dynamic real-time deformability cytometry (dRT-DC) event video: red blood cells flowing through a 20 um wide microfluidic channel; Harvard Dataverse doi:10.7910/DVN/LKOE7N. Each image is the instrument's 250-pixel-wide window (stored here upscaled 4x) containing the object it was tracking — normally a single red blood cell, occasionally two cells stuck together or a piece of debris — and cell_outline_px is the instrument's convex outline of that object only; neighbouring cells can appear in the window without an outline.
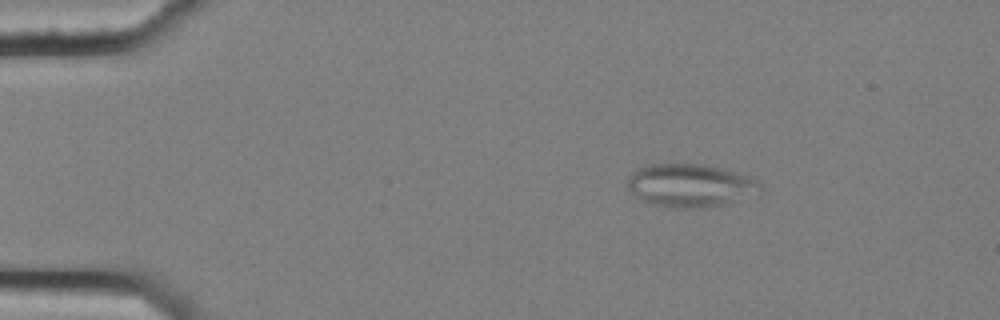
{"species": "common noctule bat (a hibernating species)", "species_latin": "Nyctalus noctula", "temperature_condition": "cold", "stored_images_in_passage": 6, "camera_frame_rate_fps": 3000, "um_per_image_px": 0.085, "animal": {"sex": "female", "body_mass_g": 25.1}, "frame": {"image": 1, "passage_image": 2, "time_ms": 0.333, "image_size_px": [1000, 320], "cell_outline_px": [[764, 188], [760, 196], [724, 204], [696, 208], [672, 208], [648, 204], [636, 196], [628, 188], [628, 176], [632, 172], [640, 168], [652, 164], [704, 164], [736, 172], [748, 176], [756, 180]], "centroid_in_image_um": [58.74, 15.78], "position_along_channel_um": 26.3, "area_um2": 33.76}}
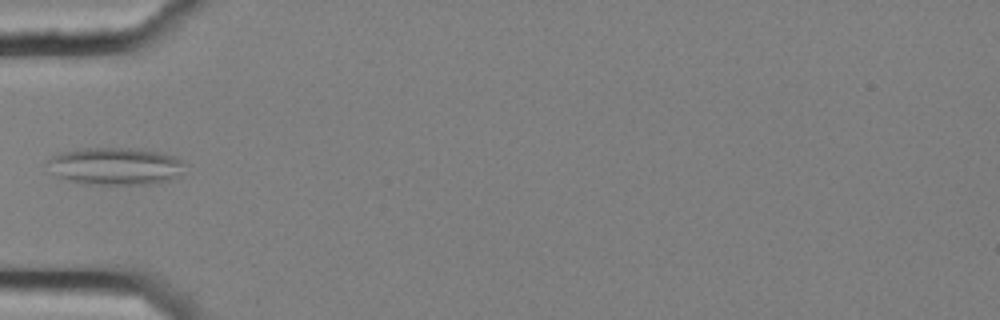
{"frame": {"image": 2, "passage_image": 5, "time_ms": 1.333, "image_size_px": [1000, 320], "cell_outline_px": [[184, 164], [180, 176], [156, 184], [84, 184], [68, 180], [56, 176], [44, 164], [52, 156], [60, 152], [84, 148], [128, 148], [164, 152], [180, 160]], "centroid_in_image_um": [9.77, 14.13], "position_along_channel_um": 75.2, "area_um2": 30.11}}